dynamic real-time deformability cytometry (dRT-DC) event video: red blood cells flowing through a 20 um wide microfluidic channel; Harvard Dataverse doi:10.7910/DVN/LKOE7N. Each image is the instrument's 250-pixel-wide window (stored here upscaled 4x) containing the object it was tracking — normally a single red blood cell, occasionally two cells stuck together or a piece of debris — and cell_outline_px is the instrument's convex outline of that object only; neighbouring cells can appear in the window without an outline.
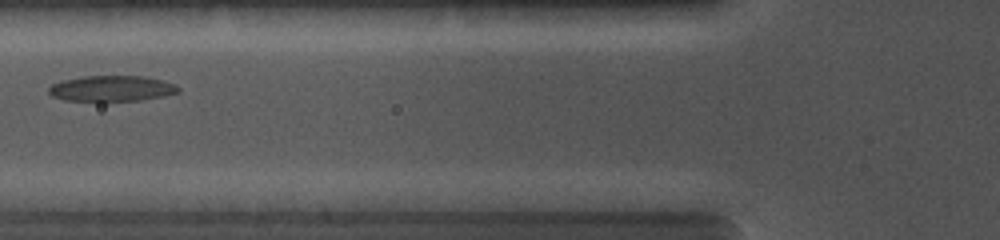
{"species": "common noctule bat (a hibernating species)", "species_latin": "Nyctalus noctula", "temperature_condition": "cold", "stored_images_in_passage": 2, "camera_frame_rate_fps": 5000, "um_per_image_px": 0.085, "animal": {"sex": "female", "body_mass_g": 19.0, "forearm_length_mm": 56.7}, "frame": {"image": 1, "passage_image": 2, "time_ms": 1.2, "image_size_px": [1000, 240], "cell_outline_px": [[180, 92], [164, 96], [140, 100], [64, 100], [52, 96], [48, 92], [48, 88], [52, 84], [64, 80], [84, 76], [144, 76], [164, 80], [176, 84], [180, 88]], "centroid_in_image_um": [9.54, 7.51], "position_along_channel_um": 116.3, "area_um2": 19.31}}